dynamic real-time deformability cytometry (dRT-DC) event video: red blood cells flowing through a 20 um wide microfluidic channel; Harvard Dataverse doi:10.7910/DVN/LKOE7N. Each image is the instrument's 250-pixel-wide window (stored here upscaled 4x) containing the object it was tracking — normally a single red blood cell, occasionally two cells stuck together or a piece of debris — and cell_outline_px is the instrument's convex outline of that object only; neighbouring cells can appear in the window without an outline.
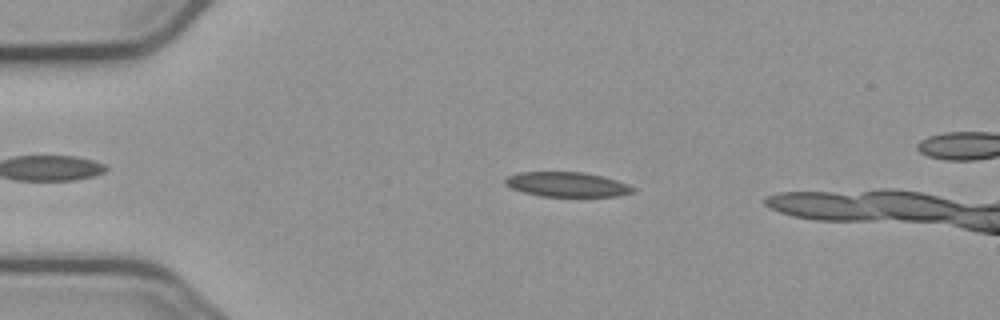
{"species": "common noctule bat (a hibernating species)", "species_latin": "Nyctalus noctula", "temperature_condition": "cold", "stored_images_in_passage": 48, "camera_frame_rate_fps": 3000, "um_per_image_px": 0.085, "animal": {"sex": "male", "body_mass_g": 23.1, "forearm_length_mm": 52.7}, "frame": {"image": 1, "passage_image": 11, "time_ms": 3.333, "image_size_px": [1000, 320], "cell_outline_px": [[636, 188], [632, 192], [616, 196], [540, 196], [524, 192], [512, 188], [504, 184], [504, 180], [508, 176], [520, 172], [584, 172], [604, 176], [628, 184]], "centroid_in_image_um": [48.19, 15.67], "position_along_channel_um": 36.8, "area_um2": 18.32}}
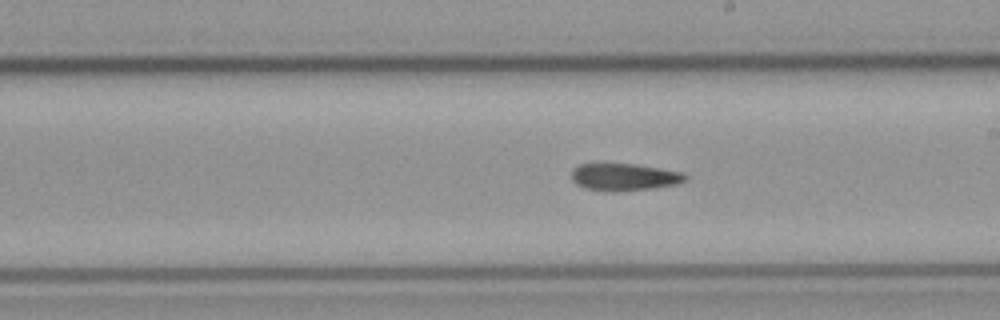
{"frame": {"image": 2, "passage_image": 30, "time_ms": 9.667, "image_size_px": [1000, 320], "cell_outline_px": [[688, 180], [676, 184], [656, 188], [612, 192], [584, 188], [576, 184], [572, 180], [572, 168], [580, 164], [632, 164], [660, 168], [684, 172], [688, 176]], "centroid_in_image_um": [53.09, 15.05], "position_along_channel_um": 235.9, "area_um2": 18.21}}
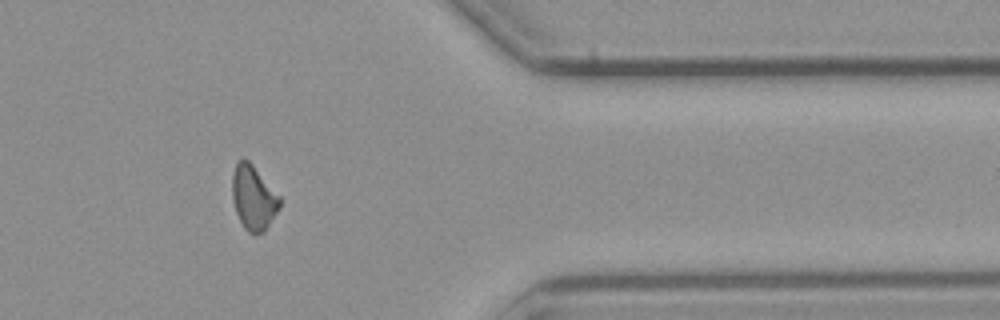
{"frame": {"image": 3, "passage_image": 44, "time_ms": 14.333, "image_size_px": [1000, 320], "cell_outline_px": [[280, 208], [264, 232], [256, 236], [252, 236], [244, 228], [236, 212], [232, 200], [232, 176], [236, 160], [244, 156], [252, 164], [280, 196]], "centroid_in_image_um": [21.53, 16.81], "position_along_channel_um": 389.9, "area_um2": 18.21}}